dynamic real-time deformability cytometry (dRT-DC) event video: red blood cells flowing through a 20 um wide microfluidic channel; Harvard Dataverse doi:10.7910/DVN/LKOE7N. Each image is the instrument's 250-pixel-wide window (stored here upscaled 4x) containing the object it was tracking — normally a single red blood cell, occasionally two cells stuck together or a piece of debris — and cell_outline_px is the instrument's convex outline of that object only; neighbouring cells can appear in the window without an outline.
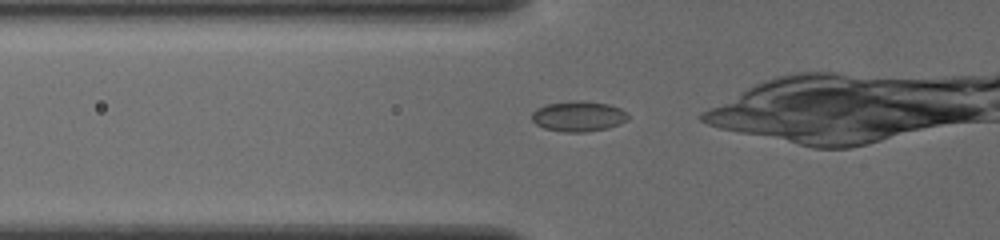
{"species": "common noctule bat (a hibernating species)", "species_latin": "Nyctalus noctula", "temperature_condition": "cold", "stored_images_in_passage": 37, "camera_frame_rate_fps": 3000, "um_per_image_px": 0.085, "animal": {"sex": "female", "body_mass_g": 19.5, "forearm_length_mm": 54.1}, "frame": {"image": 1, "passage_image": 12, "time_ms": 3.667, "image_size_px": [1000, 240], "cell_outline_px": [[628, 120], [608, 128], [584, 132], [564, 132], [544, 128], [536, 124], [532, 120], [532, 112], [536, 108], [544, 104], [568, 100], [584, 100], [608, 104], [620, 108], [628, 112]], "centroid_in_image_um": [49.15, 9.86], "position_along_channel_um": 76.6, "area_um2": 17.34}}
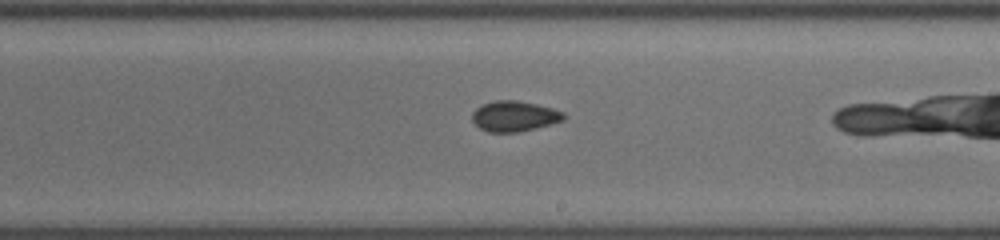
{"frame": {"image": 2, "passage_image": 25, "time_ms": 8.0, "image_size_px": [1000, 240], "cell_outline_px": [[568, 116], [564, 120], [552, 124], [520, 132], [488, 132], [480, 128], [472, 120], [472, 112], [476, 108], [484, 104], [496, 100], [516, 100], [536, 104], [552, 108], [564, 112]], "centroid_in_image_um": [43.75, 9.88], "position_along_channel_um": 245.2, "area_um2": 16.36}}
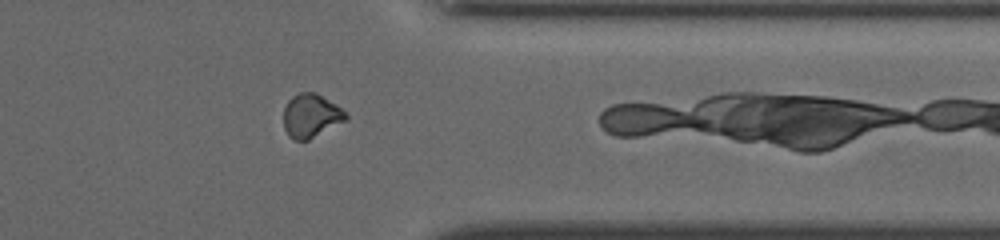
{"frame": {"image": 3, "passage_image": 36, "time_ms": 11.667, "image_size_px": [1000, 240], "cell_outline_px": [[348, 116], [344, 120], [308, 140], [296, 140], [288, 136], [284, 128], [284, 108], [288, 100], [292, 96], [300, 92], [316, 92], [336, 104]], "centroid_in_image_um": [26.39, 9.82], "position_along_channel_um": 385.0, "area_um2": 15.55}}